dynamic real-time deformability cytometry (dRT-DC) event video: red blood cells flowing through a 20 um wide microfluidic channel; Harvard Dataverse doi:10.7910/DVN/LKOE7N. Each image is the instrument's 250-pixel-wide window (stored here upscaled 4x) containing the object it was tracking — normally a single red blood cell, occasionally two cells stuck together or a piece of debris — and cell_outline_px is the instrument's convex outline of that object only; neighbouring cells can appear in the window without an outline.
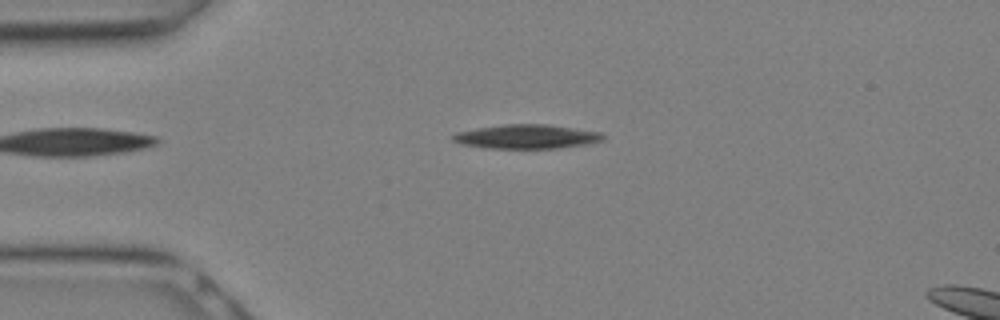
{"species": "Egyptian fruit bat (a non-hibernating species)", "species_latin": "Rousettus aegyptiacus", "temperature_condition": "warm", "stored_images_in_passage": 16, "camera_frame_rate_fps": 3000, "um_per_image_px": 0.085, "animal": {"sex": "female"}, "frame": {"image": 1, "passage_image": 4, "time_ms": 1.0, "image_size_px": [1000, 320], "cell_outline_px": [[604, 140], [584, 144], [560, 148], [484, 148], [460, 144], [452, 140], [452, 136], [456, 132], [476, 128], [504, 124], [548, 124], [600, 132], [604, 136]], "centroid_in_image_um": [44.72, 11.61], "position_along_channel_um": 40.3, "area_um2": 21.1}}
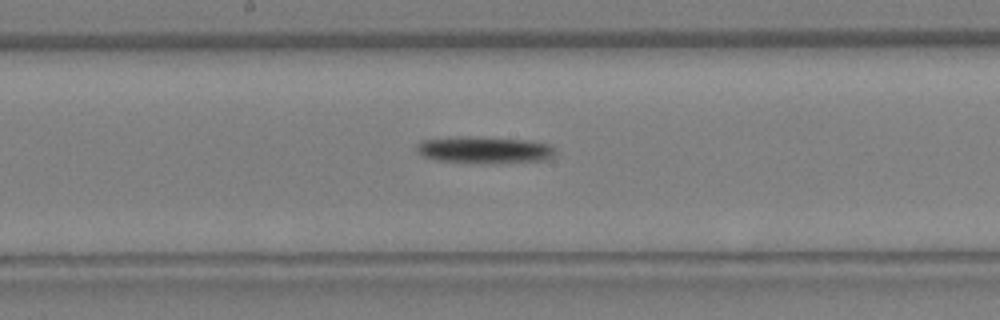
{"frame": {"image": 2, "passage_image": 12, "time_ms": 3.667, "image_size_px": [1000, 320], "cell_outline_px": [[556, 152], [552, 156], [544, 160], [504, 164], [480, 164], [436, 160], [420, 156], [416, 152], [416, 144], [420, 140], [456, 136], [468, 136], [528, 140], [548, 144], [556, 148]], "centroid_in_image_um": [41.13, 12.76], "position_along_channel_um": 207.1, "area_um2": 22.48}}
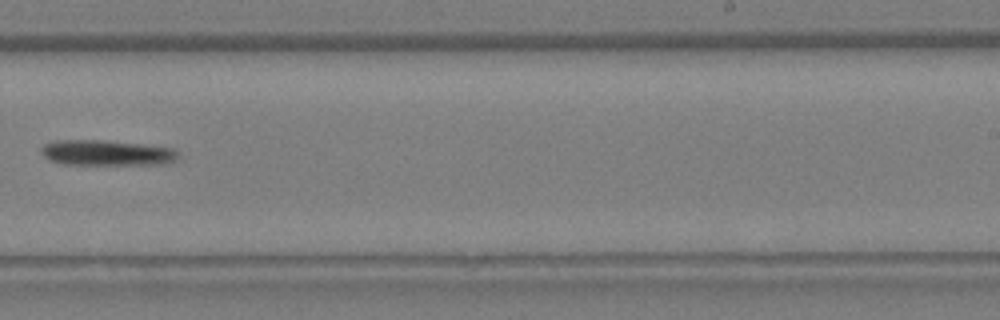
{"frame": {"image": 3, "passage_image": 15, "time_ms": 4.667, "image_size_px": [1000, 320], "cell_outline_px": [[180, 156], [176, 160], [160, 164], [64, 164], [48, 160], [40, 152], [40, 148], [44, 144], [56, 140], [100, 140], [144, 144], [176, 148], [180, 152]], "centroid_in_image_um": [9.09, 12.98], "position_along_channel_um": 279.9, "area_um2": 20.52}}